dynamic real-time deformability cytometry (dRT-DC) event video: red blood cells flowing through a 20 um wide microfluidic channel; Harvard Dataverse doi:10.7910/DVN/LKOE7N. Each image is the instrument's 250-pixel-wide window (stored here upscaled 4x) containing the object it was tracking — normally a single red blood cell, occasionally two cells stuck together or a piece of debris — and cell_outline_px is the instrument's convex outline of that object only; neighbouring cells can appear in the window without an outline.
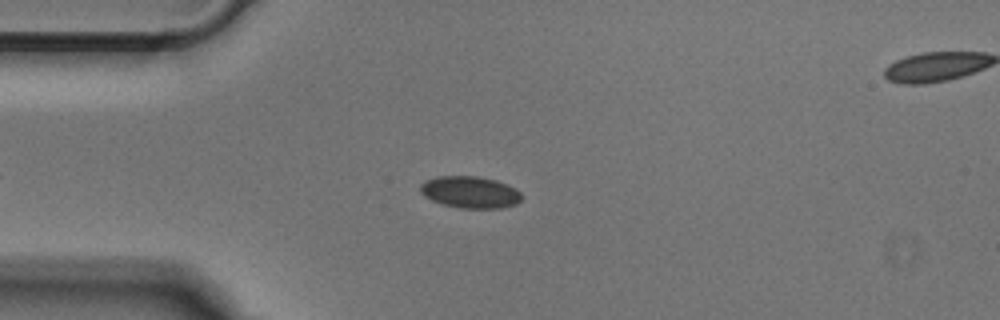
{"species": "Egyptian fruit bat (a non-hibernating species)", "species_latin": "Rousettus aegyptiacus", "temperature_condition": "cold", "stored_images_in_passage": 41, "camera_frame_rate_fps": 3000, "um_per_image_px": 0.085, "animal": {"sex": "male"}, "frame": {"image": 1, "passage_image": 7, "time_ms": 2.0, "image_size_px": [1000, 320], "cell_outline_px": [[524, 196], [516, 204], [500, 208], [460, 208], [444, 204], [432, 200], [424, 196], [420, 192], [420, 184], [436, 176], [480, 176], [496, 180], [508, 184], [516, 188]], "centroid_in_image_um": [39.99, 16.32], "position_along_channel_um": 45.0, "area_um2": 18.9}}
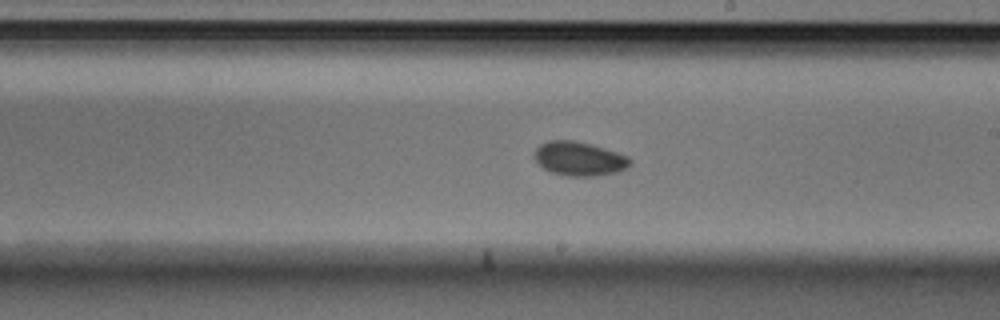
{"frame": {"image": 2, "passage_image": 23, "time_ms": 7.333, "image_size_px": [1000, 320], "cell_outline_px": [[632, 164], [616, 172], [596, 176], [568, 176], [552, 172], [544, 168], [536, 160], [536, 148], [540, 144], [548, 140], [572, 140], [592, 144], [628, 156], [632, 160]], "centroid_in_image_um": [49.26, 13.48], "position_along_channel_um": 239.7, "area_um2": 18.79}}
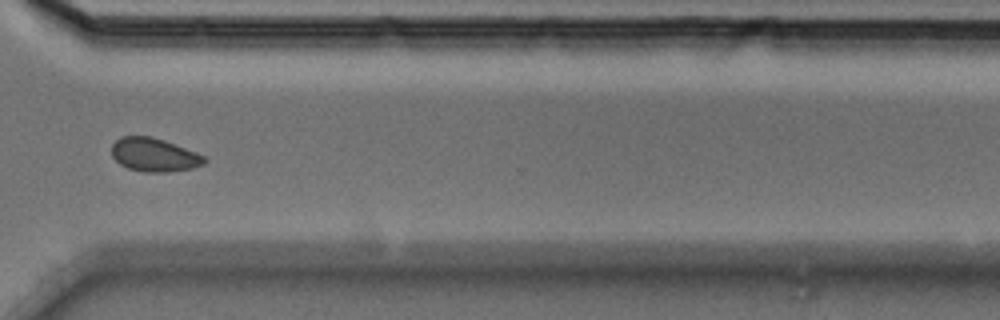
{"frame": {"image": 3, "passage_image": 32, "time_ms": 10.333, "image_size_px": [1000, 320], "cell_outline_px": [[208, 160], [204, 164], [192, 168], [168, 172], [144, 172], [128, 168], [120, 164], [112, 156], [112, 144], [120, 136], [152, 136], [164, 140], [196, 152], [204, 156]], "centroid_in_image_um": [13.1, 13.16], "position_along_channel_um": 357.5, "area_um2": 18.15}}